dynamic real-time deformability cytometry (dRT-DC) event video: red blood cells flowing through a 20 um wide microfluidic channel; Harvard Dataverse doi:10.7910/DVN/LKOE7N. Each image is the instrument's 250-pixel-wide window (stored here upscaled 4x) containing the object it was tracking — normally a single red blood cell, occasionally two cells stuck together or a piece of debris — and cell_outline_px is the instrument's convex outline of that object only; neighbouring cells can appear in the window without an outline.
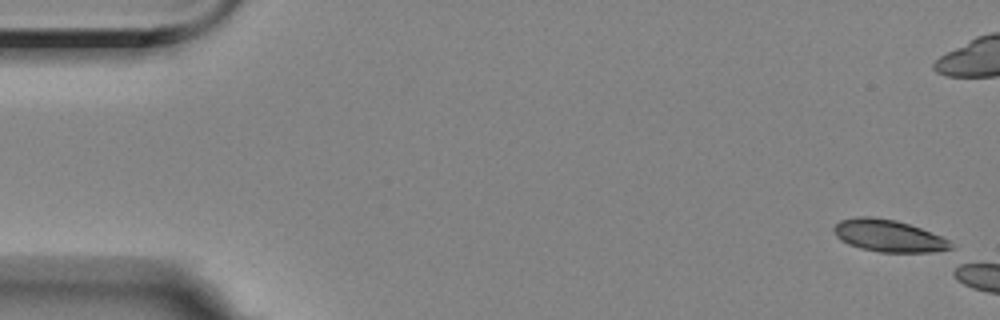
{"species": "Egyptian fruit bat (a non-hibernating species)", "species_latin": "Rousettus aegyptiacus", "temperature_condition": "room temperature", "stored_images_in_passage": 3, "camera_frame_rate_fps": 3000, "um_per_image_px": 0.085, "animal": {"sex": "female"}, "frame": {"image": 1, "passage_image": 1, "time_ms": 0.0, "image_size_px": [1000, 320], "cell_outline_px": [[952, 248], [932, 252], [880, 252], [860, 248], [848, 244], [840, 240], [836, 236], [832, 228], [840, 220], [860, 216], [868, 216], [896, 220], [920, 228], [940, 236], [948, 240], [952, 244]], "centroid_in_image_um": [75.48, 20.04], "position_along_channel_um": 9.5, "area_um2": 21.68}}